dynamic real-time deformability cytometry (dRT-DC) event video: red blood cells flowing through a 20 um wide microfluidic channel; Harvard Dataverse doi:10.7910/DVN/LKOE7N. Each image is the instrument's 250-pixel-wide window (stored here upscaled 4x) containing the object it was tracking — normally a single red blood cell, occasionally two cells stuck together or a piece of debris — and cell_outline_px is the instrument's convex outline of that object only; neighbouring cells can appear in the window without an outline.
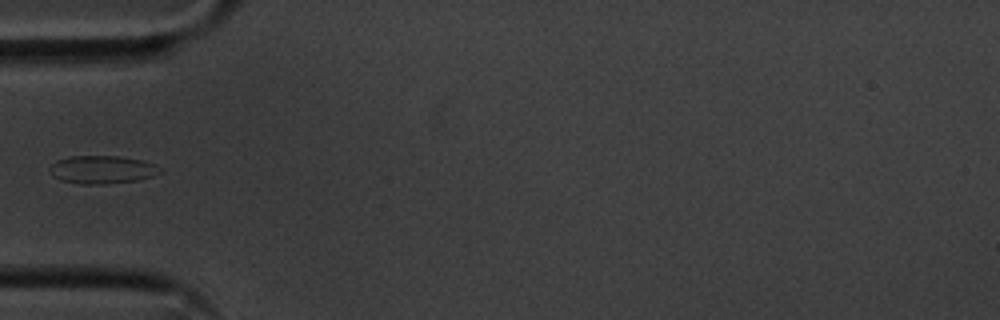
{"species": "common noctule bat (a hibernating species)", "species_latin": "Nyctalus noctula", "temperature_condition": "cold", "stored_images_in_passage": 23, "segment_of_instrument_passage": [1, 2], "camera_frame_rate_fps": 3000, "um_per_image_px": 0.085, "animal": {"sex": "male", "body_mass_g": 20.1, "forearm_length_mm": 53.5}, "frame": {"image": 1, "passage_image": 1, "time_ms": 0.0, "image_size_px": [1000, 320], "cell_outline_px": [[164, 172], [152, 176], [136, 180], [104, 184], [80, 184], [60, 180], [52, 176], [48, 168], [56, 160], [72, 156], [120, 156], [144, 160], [156, 164]], "centroid_in_image_um": [8.69, 14.41], "position_along_channel_um": 76.3, "area_um2": 18.21}}
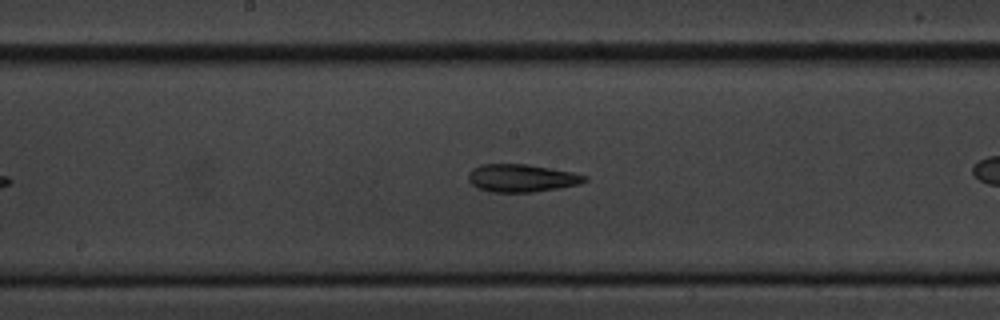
{"frame": {"image": 2, "passage_image": 8, "time_ms": 2.333, "image_size_px": [1000, 320], "cell_outline_px": [[588, 180], [580, 184], [532, 192], [492, 192], [480, 188], [472, 184], [468, 180], [468, 172], [472, 168], [480, 164], [528, 164], [572, 172], [588, 176]], "centroid_in_image_um": [44.33, 15.12], "position_along_channel_um": 203.9, "area_um2": 18.79}}
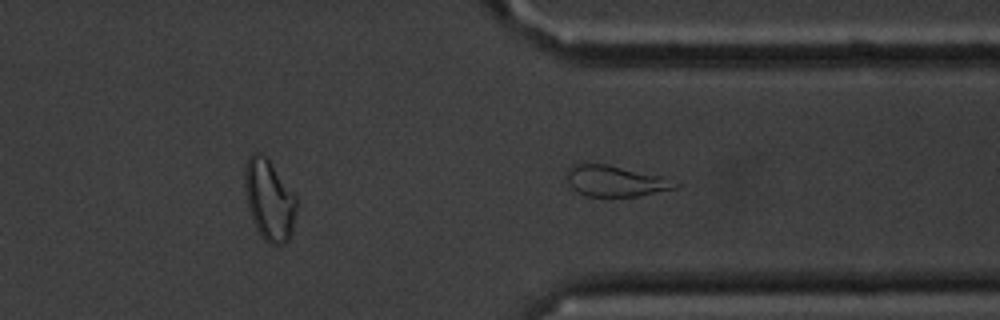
{"frame": {"image": 3, "passage_image": 21, "time_ms": 6.667, "image_size_px": [1000, 320], "cell_outline_px": [[680, 184], [676, 188], [640, 196], [584, 196], [576, 192], [572, 188], [564, 172], [572, 164], [584, 160], [668, 176]], "centroid_in_image_um": [52.28, 15.34], "position_along_channel_um": 359.1, "area_um2": 20.4}}